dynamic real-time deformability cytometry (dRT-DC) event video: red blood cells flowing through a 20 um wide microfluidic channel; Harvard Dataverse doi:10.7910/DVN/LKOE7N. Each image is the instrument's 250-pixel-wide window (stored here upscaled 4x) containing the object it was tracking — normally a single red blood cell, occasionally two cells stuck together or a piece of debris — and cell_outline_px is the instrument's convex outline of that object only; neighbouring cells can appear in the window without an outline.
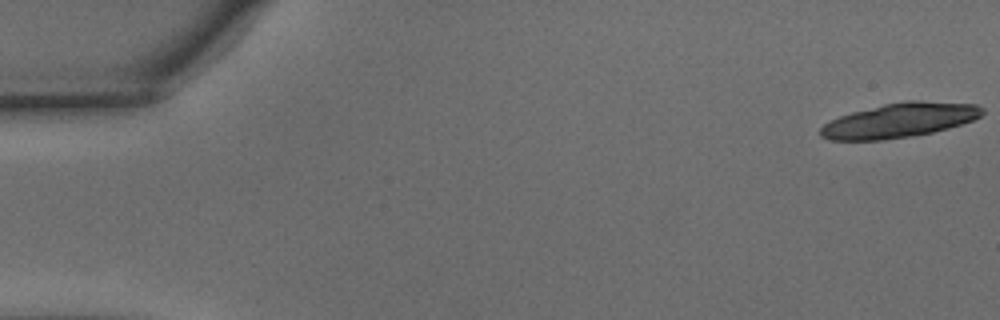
{"species": "common noctule bat (a hibernating species)", "species_latin": "Nyctalus noctula", "temperature_condition": "warm", "stored_images_in_passage": 19, "camera_frame_rate_fps": 3000, "um_per_image_px": 0.085, "animal": {"sex": "male", "body_mass_g": 15.6}, "frame": {"image": 1, "passage_image": 1, "time_ms": 0.0, "image_size_px": [1000, 320], "cell_outline_px": [[984, 112], [980, 116], [972, 120], [948, 128], [932, 132], [908, 136], [880, 140], [828, 140], [820, 136], [820, 128], [824, 124], [840, 116], [852, 112], [884, 104], [904, 100], [916, 100], [976, 104], [984, 108]], "centroid_in_image_um": [76.45, 10.22], "position_along_channel_um": 8.6, "area_um2": 32.25}}